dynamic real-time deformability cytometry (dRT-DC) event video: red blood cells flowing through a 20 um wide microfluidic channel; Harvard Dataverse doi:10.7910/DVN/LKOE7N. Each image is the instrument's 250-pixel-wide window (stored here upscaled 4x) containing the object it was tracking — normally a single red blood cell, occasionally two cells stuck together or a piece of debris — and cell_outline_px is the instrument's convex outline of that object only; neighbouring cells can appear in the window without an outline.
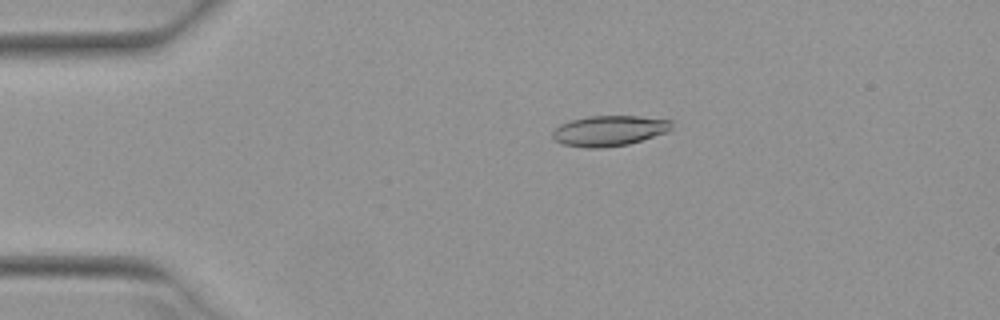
{"species": "Egyptian fruit bat (a non-hibernating species)", "species_latin": "Rousettus aegyptiacus", "temperature_condition": "warm", "stored_images_in_passage": 52, "camera_frame_rate_fps": 3000, "um_per_image_px": 0.085, "animal": {"sex": "female"}, "frame": {"image": 1, "passage_image": 11, "time_ms": 3.333, "image_size_px": [1000, 320], "cell_outline_px": [[672, 128], [668, 132], [628, 144], [604, 148], [584, 148], [564, 144], [556, 140], [552, 136], [552, 132], [560, 124], [568, 120], [588, 116], [640, 116], [672, 120]], "centroid_in_image_um": [51.79, 11.11], "position_along_channel_um": 33.2, "area_um2": 21.27}}
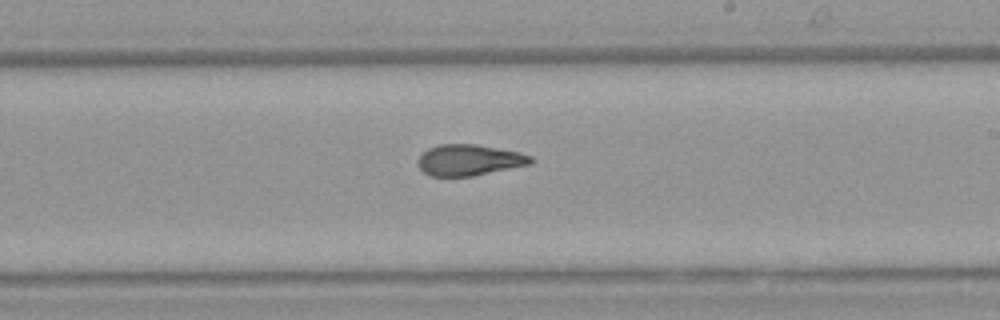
{"frame": {"image": 2, "passage_image": 31, "time_ms": 10.0, "image_size_px": [1000, 320], "cell_outline_px": [[536, 160], [532, 164], [472, 176], [432, 176], [424, 172], [416, 164], [416, 160], [428, 148], [440, 144], [476, 144], [520, 152], [532, 156]], "centroid_in_image_um": [39.91, 13.6], "position_along_channel_um": 249.1, "area_um2": 20.58}}
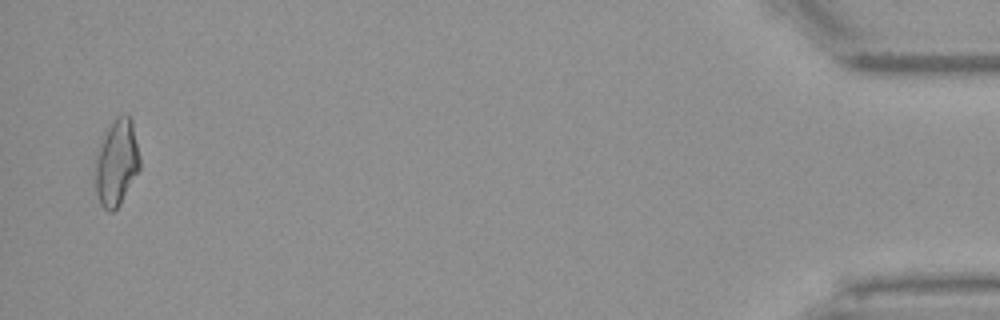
{"frame": {"image": 3, "passage_image": 51, "time_ms": 16.667, "image_size_px": [1000, 320], "cell_outline_px": [[140, 168], [120, 204], [112, 212], [108, 212], [100, 204], [96, 192], [92, 168], [100, 144], [108, 128], [116, 116], [128, 116], [132, 120], [140, 156]], "centroid_in_image_um": [9.88, 13.86], "position_along_channel_um": 425.3, "area_um2": 22.6}, "authors_computed_cell_mechanics": {"area_um2": 21.2126, "velocity_mm_per_s": 3.9474, "shape_relaxation_time_tau1_ms": null, "shape_relaxation_time_tau2_ms": 2.4503, "deformation_change_tau1": null, "deformation_change_tau2": 0.1015}}